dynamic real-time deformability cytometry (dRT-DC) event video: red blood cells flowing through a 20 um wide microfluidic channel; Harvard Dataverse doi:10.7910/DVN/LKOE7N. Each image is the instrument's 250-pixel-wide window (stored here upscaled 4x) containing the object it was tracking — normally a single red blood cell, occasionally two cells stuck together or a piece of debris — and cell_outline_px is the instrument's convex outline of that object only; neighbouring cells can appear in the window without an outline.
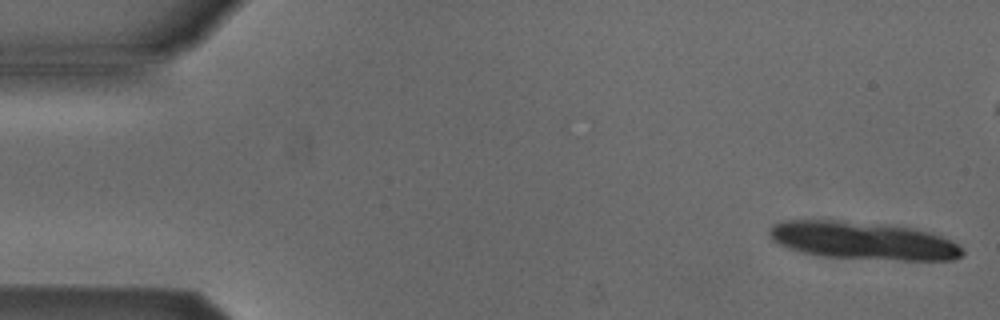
{"species": "Egyptian fruit bat (a non-hibernating species)", "species_latin": "Rousettus aegyptiacus", "temperature_condition": "cold", "stored_images_in_passage": 12, "camera_frame_rate_fps": 3000, "um_per_image_px": 0.085, "animal": {"sex": "male"}, "frame": {"image": 1, "passage_image": 1, "time_ms": 0.0, "image_size_px": [1000, 320], "cell_outline_px": [[964, 252], [960, 256], [952, 260], [900, 260], [820, 256], [800, 252], [776, 244], [768, 236], [768, 228], [772, 224], [784, 220], [844, 220], [888, 224], [916, 228], [932, 232], [952, 240]], "centroid_in_image_um": [73.31, 20.43], "position_along_channel_um": 11.7, "area_um2": 43.18}}